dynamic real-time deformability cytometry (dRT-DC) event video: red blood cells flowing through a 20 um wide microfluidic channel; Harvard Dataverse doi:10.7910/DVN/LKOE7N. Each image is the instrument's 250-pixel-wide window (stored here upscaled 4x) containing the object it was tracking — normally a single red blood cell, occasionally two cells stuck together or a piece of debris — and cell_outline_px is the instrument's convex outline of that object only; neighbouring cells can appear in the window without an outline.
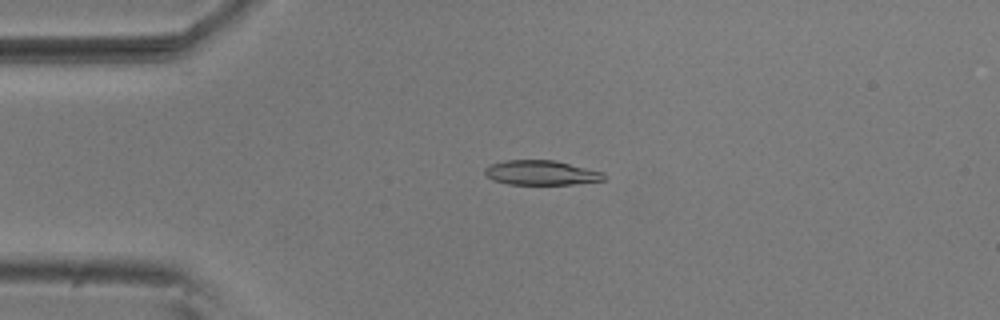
{"species": "common noctule bat (a hibernating species)", "species_latin": "Nyctalus noctula", "temperature_condition": "room temperature", "stored_images_in_passage": 5, "camera_frame_rate_fps": 3000, "um_per_image_px": 0.085, "animal": {"sex": "male", "body_mass_g": 20.5, "forearm_length_mm": 52.5}, "frame": {"image": 1, "passage_image": 3, "time_ms": 0.667, "image_size_px": [1000, 320], "cell_outline_px": [[604, 180], [572, 184], [508, 184], [492, 180], [484, 172], [484, 168], [492, 164], [504, 160], [556, 160], [604, 172]], "centroid_in_image_um": [45.99, 14.67], "position_along_channel_um": 39.0, "area_um2": 17.05}}